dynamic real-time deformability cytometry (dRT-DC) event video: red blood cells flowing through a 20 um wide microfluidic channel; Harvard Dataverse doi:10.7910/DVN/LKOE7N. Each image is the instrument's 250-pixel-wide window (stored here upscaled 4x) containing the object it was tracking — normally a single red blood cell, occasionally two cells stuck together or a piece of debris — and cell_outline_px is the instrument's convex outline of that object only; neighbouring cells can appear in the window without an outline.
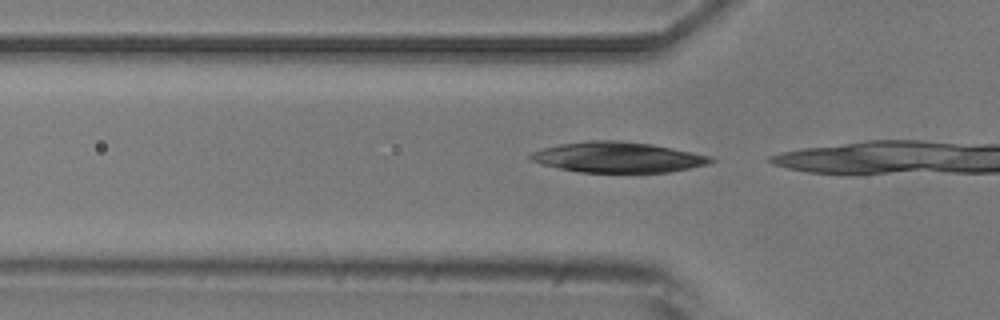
{"species": "common noctule bat (a hibernating species)", "species_latin": "Nyctalus noctula", "temperature_condition": "room temperature", "stored_images_in_passage": 3, "segment_of_instrument_passage": [2, 2], "camera_frame_rate_fps": 3000, "um_per_image_px": 0.085, "animal": {"sex": "male", "body_mass_g": 20.5, "forearm_length_mm": 52.5}, "frame": {"image": 1, "passage_image": 3, "time_ms": 2.0, "image_size_px": [1000, 320], "cell_outline_px": [[716, 160], [708, 164], [668, 172], [580, 172], [540, 164], [532, 160], [528, 156], [532, 152], [544, 148], [560, 144], [588, 140], [620, 140], [652, 144], [712, 156]], "centroid_in_image_um": [52.52, 13.36], "position_along_channel_um": 73.3, "area_um2": 31.91}}